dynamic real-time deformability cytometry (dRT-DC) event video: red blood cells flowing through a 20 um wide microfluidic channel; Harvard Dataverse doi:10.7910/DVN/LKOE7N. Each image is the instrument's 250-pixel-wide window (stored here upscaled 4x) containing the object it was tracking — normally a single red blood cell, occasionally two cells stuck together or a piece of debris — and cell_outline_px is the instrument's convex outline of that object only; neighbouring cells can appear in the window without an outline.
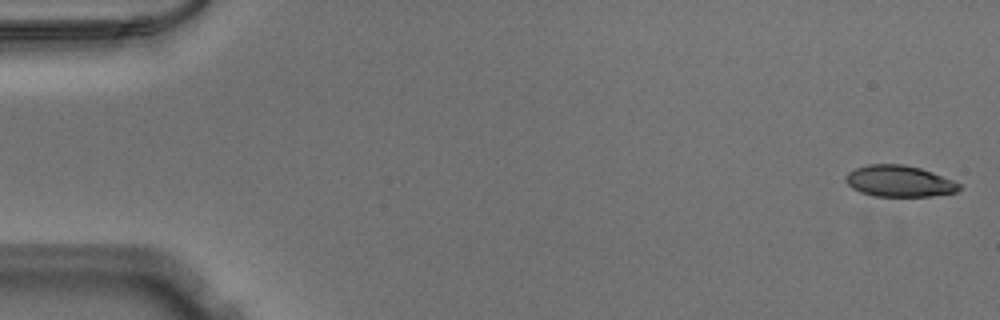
{"species": "Egyptian fruit bat (a non-hibernating species)", "species_latin": "Rousettus aegyptiacus", "temperature_condition": "warm", "stored_images_in_passage": 51, "camera_frame_rate_fps": 3000, "um_per_image_px": 0.085, "animal": {"sex": "male"}, "frame": {"image": 1, "passage_image": 1, "time_ms": 0.0, "image_size_px": [1000, 320], "cell_outline_px": [[960, 188], [956, 192], [932, 196], [876, 196], [860, 192], [852, 188], [844, 180], [844, 176], [848, 172], [856, 168], [868, 164], [904, 164], [920, 168], [932, 172], [952, 180], [960, 184]], "centroid_in_image_um": [76.4, 15.39], "position_along_channel_um": 8.6, "area_um2": 20.69}}
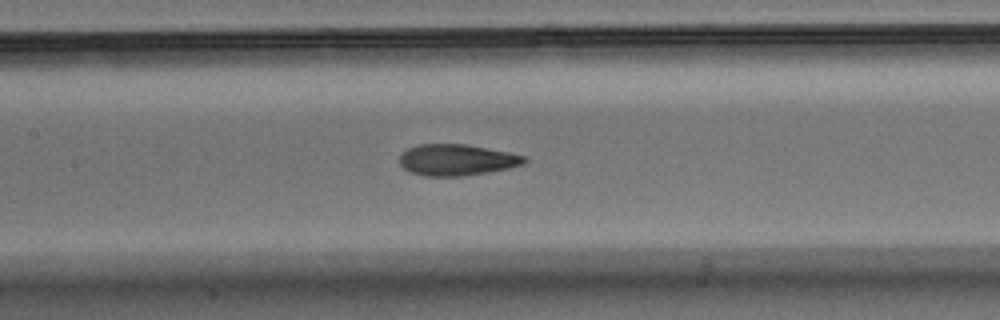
{"frame": {"image": 2, "passage_image": 24, "time_ms": 7.667, "image_size_px": [1000, 320], "cell_outline_px": [[528, 160], [524, 164], [508, 168], [488, 172], [460, 176], [424, 176], [408, 172], [400, 164], [400, 156], [408, 148], [420, 144], [464, 144], [508, 152], [524, 156]], "centroid_in_image_um": [38.81, 13.6], "position_along_channel_um": 168.6, "area_um2": 22.6}}
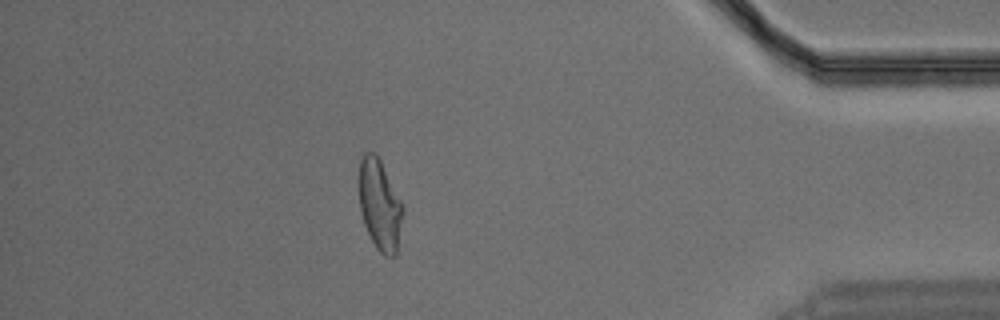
{"frame": {"image": 3, "passage_image": 45, "time_ms": 14.667, "image_size_px": [1000, 320], "cell_outline_px": [[404, 208], [396, 256], [384, 256], [376, 248], [364, 224], [360, 212], [360, 160], [364, 152], [376, 152], [404, 204]], "centroid_in_image_um": [32.3, 17.41], "position_along_channel_um": 402.9, "area_um2": 23.24}}